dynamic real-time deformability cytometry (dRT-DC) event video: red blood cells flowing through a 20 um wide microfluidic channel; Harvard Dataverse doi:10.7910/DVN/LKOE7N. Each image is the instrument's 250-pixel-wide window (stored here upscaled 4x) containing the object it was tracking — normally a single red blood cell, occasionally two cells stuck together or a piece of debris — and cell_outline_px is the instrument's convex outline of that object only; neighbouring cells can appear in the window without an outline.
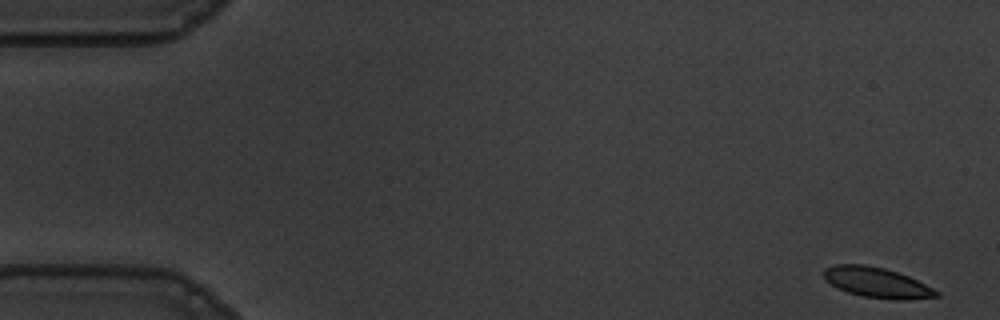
{"species": "common noctule bat (a hibernating species)", "species_latin": "Nyctalus noctula", "temperature_condition": "warm", "stored_images_in_passage": 55, "camera_frame_rate_fps": 3000, "um_per_image_px": 0.085, "animal": {"sex": "male", "body_mass_g": 19.5, "forearm_length_mm": 54.6}, "frame": {"image": 1, "passage_image": 1, "time_ms": 0.0, "image_size_px": [1000, 320], "cell_outline_px": [[940, 296], [908, 300], [892, 300], [860, 296], [836, 288], [824, 280], [824, 268], [836, 264], [864, 264], [884, 268], [908, 276], [940, 292]], "centroid_in_image_um": [74.5, 24.03], "position_along_channel_um": 10.5, "area_um2": 20.0}}
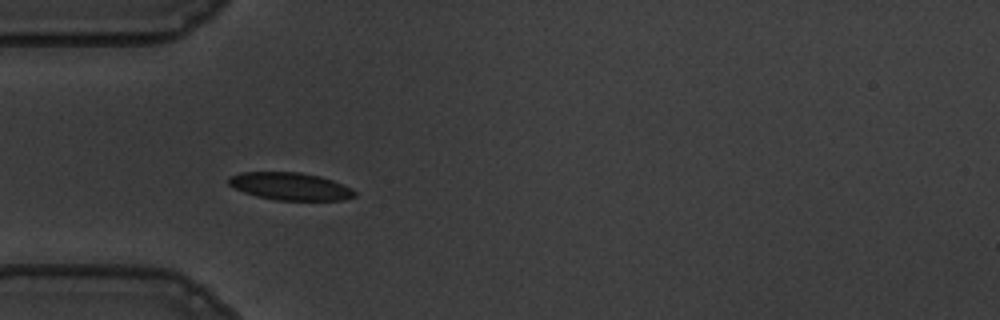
{"frame": {"image": 2, "passage_image": 16, "time_ms": 5.0, "image_size_px": [1000, 320], "cell_outline_px": [[356, 196], [344, 200], [276, 200], [256, 196], [244, 192], [228, 184], [228, 176], [240, 172], [300, 172], [320, 176], [332, 180], [352, 188], [356, 192]], "centroid_in_image_um": [24.67, 15.83], "position_along_channel_um": 60.3, "area_um2": 20.29}}
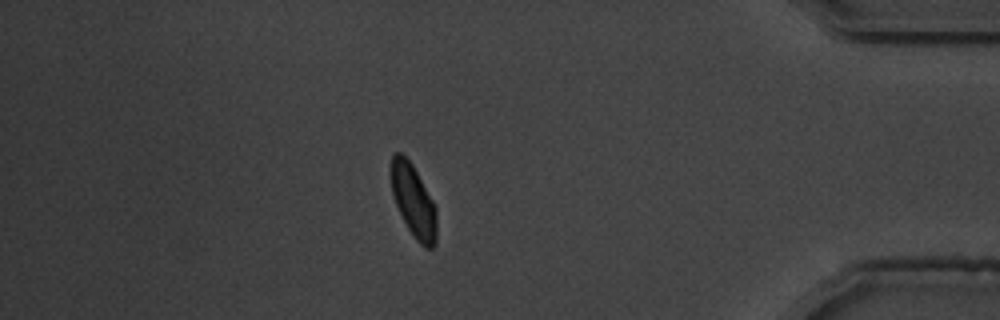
{"frame": {"image": 3, "passage_image": 48, "time_ms": 15.667, "image_size_px": [1000, 320], "cell_outline_px": [[436, 244], [432, 248], [424, 248], [416, 240], [408, 228], [396, 204], [392, 192], [392, 152], [400, 152], [412, 164], [432, 200], [436, 208]], "centroid_in_image_um": [35.16, 17.11], "position_along_channel_um": 400.0, "area_um2": 18.84}, "authors_computed_cell_mechanics": {"area_um2": 20.2878, "velocity_mm_per_s": 3.563, "shape_relaxation_time_tau1_ms": 5.5388, "shape_relaxation_time_tau2_ms": 0.8317, "deformation_change_tau1": 0.1436, "deformation_change_tau2": 0.0648}}